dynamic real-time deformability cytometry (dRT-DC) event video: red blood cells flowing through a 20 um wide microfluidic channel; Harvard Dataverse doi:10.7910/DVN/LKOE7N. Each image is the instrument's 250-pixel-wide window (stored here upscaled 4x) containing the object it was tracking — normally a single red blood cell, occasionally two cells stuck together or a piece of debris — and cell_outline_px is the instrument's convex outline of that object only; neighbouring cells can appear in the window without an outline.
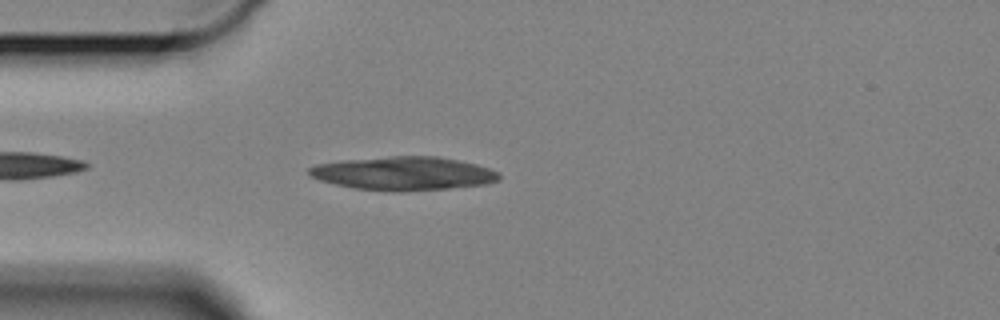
{"species": "Egyptian fruit bat (a non-hibernating species)", "species_latin": "Rousettus aegyptiacus", "temperature_condition": "cold", "stored_images_in_passage": 48, "camera_frame_rate_fps": 3000, "um_per_image_px": 0.085, "animal": {"sex": "female"}, "frame": {"image": 1, "passage_image": 4, "time_ms": 1.0, "image_size_px": [1000, 320], "cell_outline_px": [[500, 180], [484, 184], [448, 188], [400, 192], [392, 192], [352, 188], [320, 180], [308, 176], [308, 168], [316, 164], [340, 160], [388, 156], [436, 156], [460, 160], [476, 164], [500, 172]], "centroid_in_image_um": [34.27, 14.74], "position_along_channel_um": 50.7, "area_um2": 37.45}}
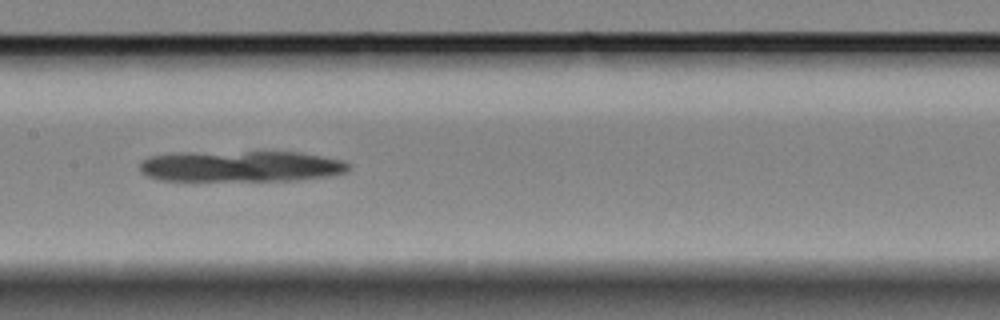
{"frame": {"image": 2, "passage_image": 17, "time_ms": 5.333, "image_size_px": [1000, 320], "cell_outline_px": [[352, 164], [348, 172], [328, 176], [296, 180], [160, 180], [148, 176], [140, 172], [140, 164], [148, 156], [180, 152], [296, 152], [320, 156], [340, 160]], "centroid_in_image_um": [20.47, 14.13], "position_along_channel_um": 186.9, "area_um2": 37.69}}
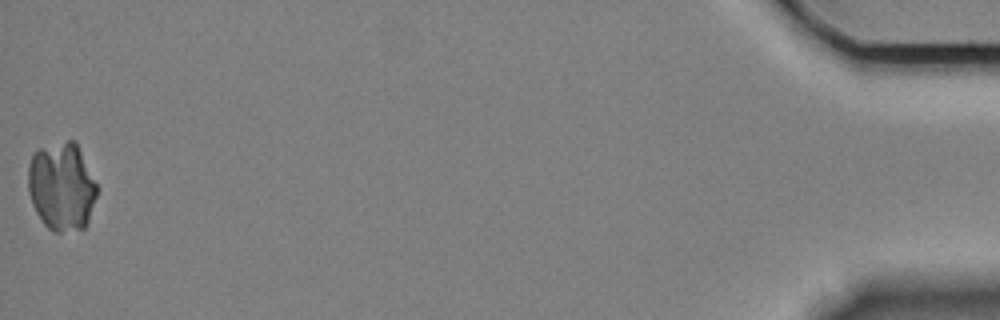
{"frame": {"image": 3, "passage_image": 48, "time_ms": 15.667, "image_size_px": [1000, 320], "cell_outline_px": [[100, 188], [88, 224], [84, 228], [60, 232], [52, 232], [44, 224], [36, 212], [32, 204], [28, 192], [28, 164], [32, 156], [40, 148], [68, 140], [72, 140], [76, 144]], "centroid_in_image_um": [5.27, 15.89], "position_along_channel_um": 429.9, "area_um2": 35.72}}